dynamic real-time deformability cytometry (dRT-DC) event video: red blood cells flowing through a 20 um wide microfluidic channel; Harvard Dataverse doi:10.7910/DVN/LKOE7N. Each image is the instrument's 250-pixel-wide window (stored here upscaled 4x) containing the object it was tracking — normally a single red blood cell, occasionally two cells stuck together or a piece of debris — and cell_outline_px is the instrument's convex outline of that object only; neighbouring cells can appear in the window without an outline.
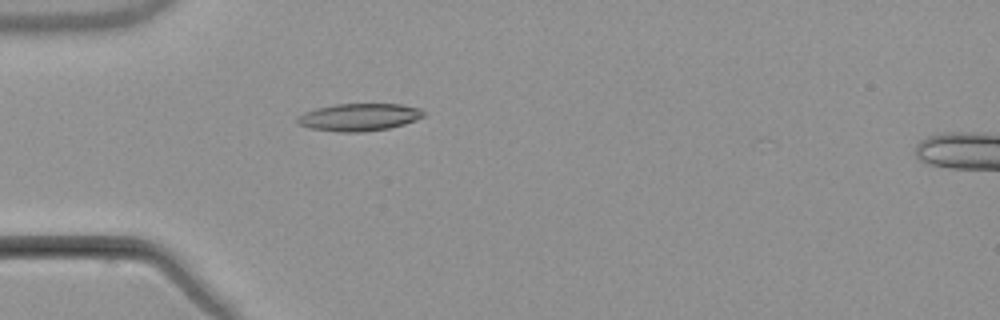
{"species": "common noctule bat (a hibernating species)", "species_latin": "Nyctalus noctula", "temperature_condition": "warm", "stored_images_in_passage": 2, "camera_frame_rate_fps": 3000, "um_per_image_px": 0.085, "animal": {"sex": "male", "body_mass_g": 21.5, "forearm_length_mm": 52.0}, "frame": {"image": 1, "passage_image": 1, "time_ms": 0.0, "image_size_px": [1000, 320], "cell_outline_px": [[424, 116], [416, 120], [404, 124], [388, 128], [364, 132], [340, 132], [308, 128], [300, 124], [296, 120], [296, 116], [304, 112], [316, 108], [336, 104], [400, 104], [420, 108], [424, 112]], "centroid_in_image_um": [30.51, 9.96], "position_along_channel_um": 54.5, "area_um2": 20.23}}